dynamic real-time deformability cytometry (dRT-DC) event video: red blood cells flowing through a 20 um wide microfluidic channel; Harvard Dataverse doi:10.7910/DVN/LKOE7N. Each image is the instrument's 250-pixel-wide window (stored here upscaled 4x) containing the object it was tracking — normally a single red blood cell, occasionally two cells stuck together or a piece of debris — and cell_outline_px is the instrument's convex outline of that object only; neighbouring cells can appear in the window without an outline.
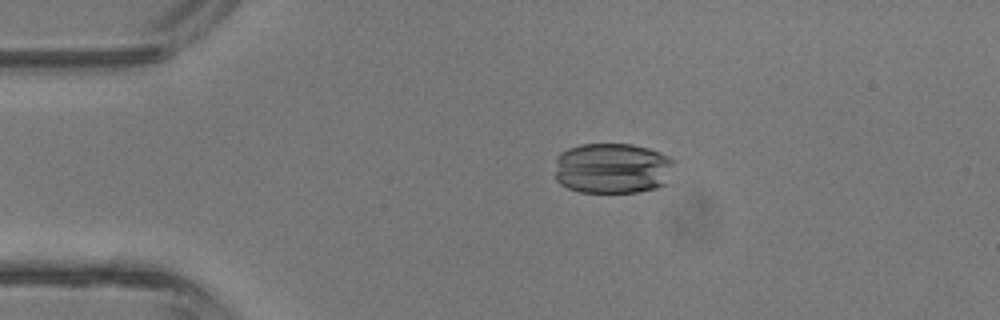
{"species": "common noctule bat (a hibernating species)", "species_latin": "Nyctalus noctula", "temperature_condition": "room temperature", "stored_images_in_passage": 2, "camera_frame_rate_fps": 3000, "um_per_image_px": 0.085, "animal": {"sex": "male", "body_mass_g": 13.3}, "frame": {"image": 1, "passage_image": 2, "time_ms": 1.0, "image_size_px": [1000, 320], "cell_outline_px": [[672, 164], [668, 184], [656, 188], [636, 192], [580, 192], [568, 188], [560, 184], [556, 180], [556, 156], [560, 152], [568, 148], [580, 144], [632, 144], [648, 148], [660, 152], [668, 156], [672, 160]], "centroid_in_image_um": [52.04, 14.3], "position_along_channel_um": 33.0, "area_um2": 35.55}}